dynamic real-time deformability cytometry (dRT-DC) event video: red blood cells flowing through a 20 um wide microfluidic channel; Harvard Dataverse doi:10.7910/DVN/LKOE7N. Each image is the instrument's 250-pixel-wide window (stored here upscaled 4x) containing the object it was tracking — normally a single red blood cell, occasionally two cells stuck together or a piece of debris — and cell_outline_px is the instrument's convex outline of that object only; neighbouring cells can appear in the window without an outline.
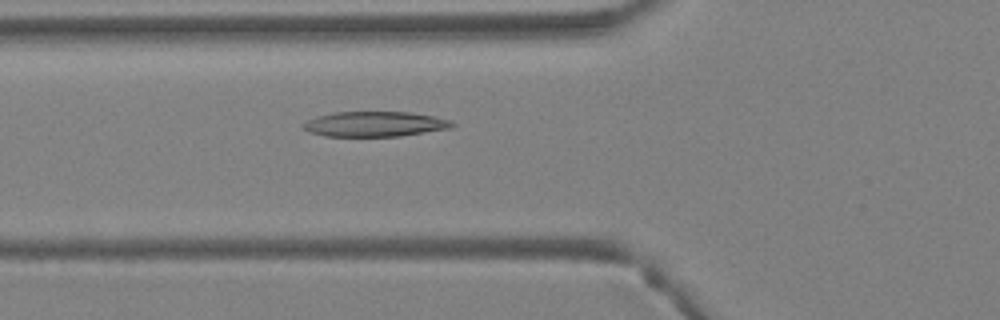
{"species": "Egyptian fruit bat (a non-hibernating species)", "species_latin": "Rousettus aegyptiacus", "temperature_condition": "warm", "stored_images_in_passage": 41, "camera_frame_rate_fps": 3000, "um_per_image_px": 0.085, "animal": {"sex": "female"}, "frame": {"image": 1, "passage_image": 16, "time_ms": 5.0, "image_size_px": [1000, 320], "cell_outline_px": [[456, 124], [452, 128], [400, 136], [324, 136], [308, 132], [300, 124], [316, 116], [336, 112], [408, 112], [432, 116], [452, 120]], "centroid_in_image_um": [31.86, 10.55], "position_along_channel_um": 93.9, "area_um2": 21.85}}
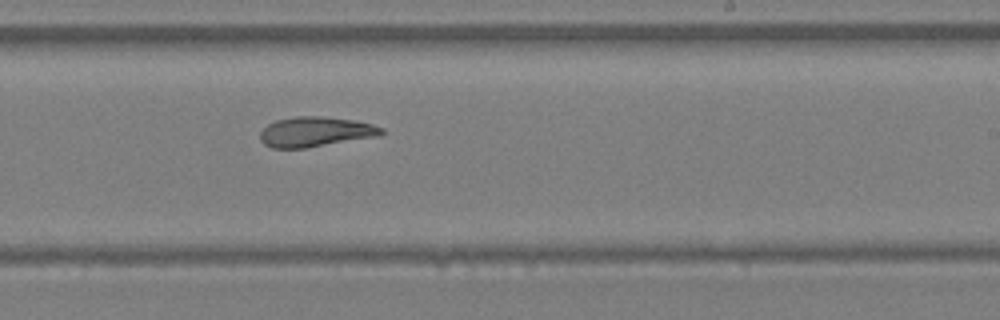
{"frame": {"image": 2, "passage_image": 26, "time_ms": 8.333, "image_size_px": [1000, 320], "cell_outline_px": [[384, 132], [380, 136], [304, 148], [272, 148], [264, 144], [260, 140], [260, 132], [268, 124], [276, 120], [296, 116], [320, 116], [352, 120], [372, 124], [384, 128]], "centroid_in_image_um": [26.81, 11.2], "position_along_channel_um": 262.2, "area_um2": 21.15}}
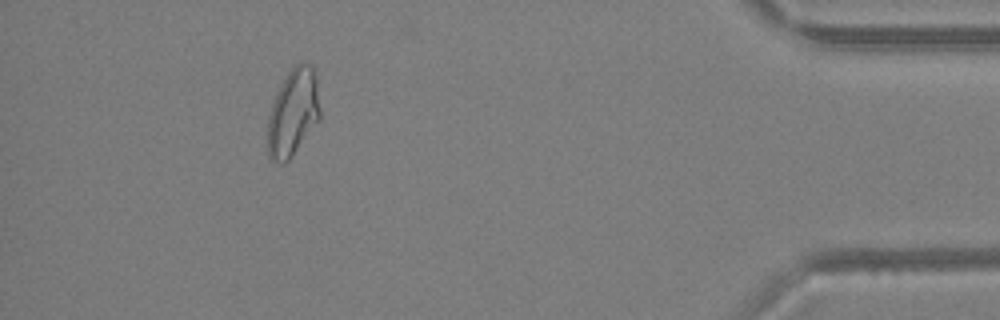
{"frame": {"image": 3, "passage_image": 38, "time_ms": 12.333, "image_size_px": [1000, 320], "cell_outline_px": [[320, 120], [292, 156], [284, 164], [280, 164], [272, 160], [268, 156], [268, 116], [276, 92], [280, 84], [288, 72], [300, 60], [304, 60], [312, 64], [316, 76], [320, 112]], "centroid_in_image_um": [24.92, 9.54], "position_along_channel_um": 410.3, "area_um2": 26.99}}